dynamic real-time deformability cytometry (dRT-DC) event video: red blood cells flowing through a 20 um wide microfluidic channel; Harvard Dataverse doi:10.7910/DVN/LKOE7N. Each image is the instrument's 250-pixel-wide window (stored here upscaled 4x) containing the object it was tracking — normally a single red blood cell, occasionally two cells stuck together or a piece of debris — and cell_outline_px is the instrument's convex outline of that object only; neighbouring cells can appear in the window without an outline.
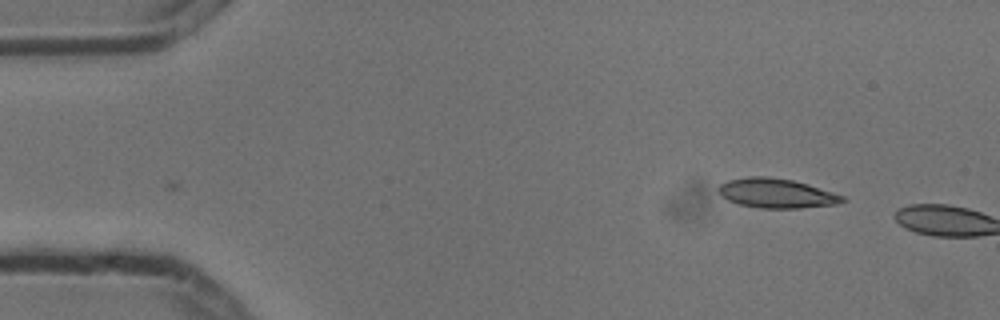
{"species": "common noctule bat (a hibernating species)", "species_latin": "Nyctalus noctula", "temperature_condition": "cold", "stored_images_in_passage": 2, "camera_frame_rate_fps": 3000, "um_per_image_px": 0.085, "animal": {"sex": "male", "body_mass_g": 13.3}, "frame": {"image": 1, "passage_image": 1, "time_ms": 0.0, "image_size_px": [1000, 320], "cell_outline_px": [[848, 200], [836, 204], [800, 208], [760, 208], [740, 204], [728, 200], [720, 192], [720, 184], [728, 180], [748, 176], [768, 176], [792, 180], [808, 184], [844, 196]], "centroid_in_image_um": [66.03, 16.42], "position_along_channel_um": 19.0, "area_um2": 21.1}}